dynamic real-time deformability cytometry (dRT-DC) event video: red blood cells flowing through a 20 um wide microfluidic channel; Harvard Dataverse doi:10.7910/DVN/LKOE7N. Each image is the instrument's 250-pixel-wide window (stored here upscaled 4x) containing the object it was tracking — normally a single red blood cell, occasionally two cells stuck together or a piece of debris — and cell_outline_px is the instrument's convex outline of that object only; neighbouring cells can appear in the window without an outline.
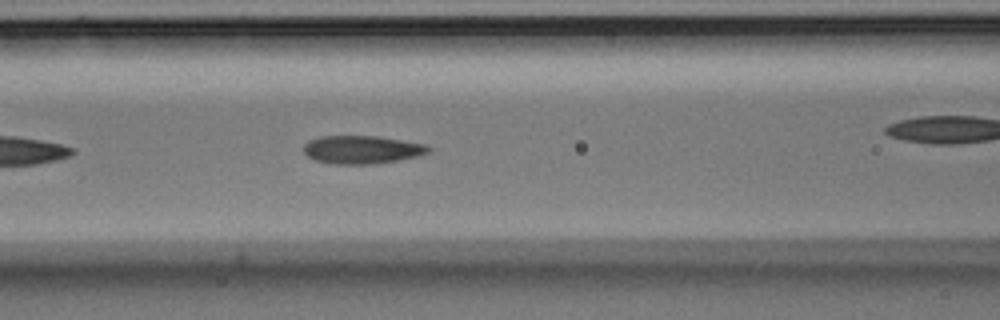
{"species": "Egyptian fruit bat (a non-hibernating species)", "species_latin": "Rousettus aegyptiacus", "temperature_condition": "room temperature", "stored_images_in_passage": 14, "camera_frame_rate_fps": 3000, "um_per_image_px": 0.085, "animal": {"sex": "male"}, "frame": {"image": 1, "passage_image": 10, "time_ms": 3.0, "image_size_px": [1000, 320], "cell_outline_px": [[432, 148], [428, 152], [416, 156], [396, 160], [372, 164], [336, 164], [316, 160], [308, 156], [304, 152], [304, 144], [308, 140], [320, 136], [376, 136], [428, 144]], "centroid_in_image_um": [30.76, 12.71], "position_along_channel_um": 135.8, "area_um2": 20.35}}